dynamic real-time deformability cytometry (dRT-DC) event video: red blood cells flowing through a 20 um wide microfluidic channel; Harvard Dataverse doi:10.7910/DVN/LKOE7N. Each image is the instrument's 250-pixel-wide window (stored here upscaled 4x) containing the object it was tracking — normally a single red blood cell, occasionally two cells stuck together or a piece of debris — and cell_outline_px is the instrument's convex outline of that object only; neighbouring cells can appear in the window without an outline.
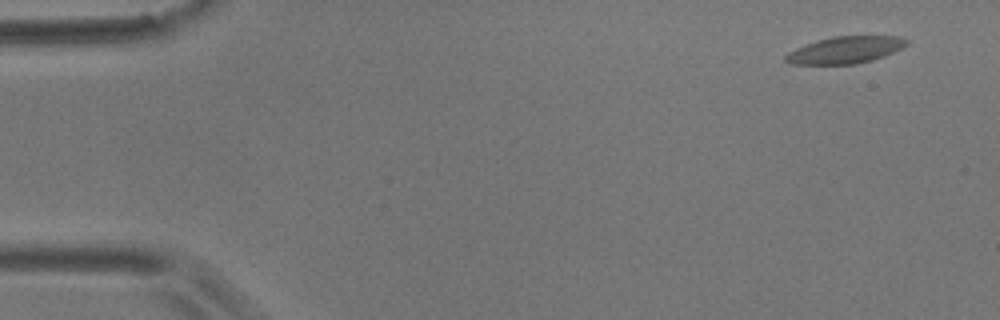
{"species": "common noctule bat (a hibernating species)", "species_latin": "Nyctalus noctula", "temperature_condition": "room temperature", "stored_images_in_passage": 60, "camera_frame_rate_fps": 3000, "um_per_image_px": 0.085, "animal": {"sex": "male", "body_mass_g": 17.9}, "frame": {"image": 1, "passage_image": 4, "time_ms": 1.0, "image_size_px": [1000, 320], "cell_outline_px": [[908, 44], [884, 56], [872, 60], [856, 64], [792, 64], [784, 60], [784, 56], [788, 52], [796, 48], [832, 36], [896, 36], [908, 40]], "centroid_in_image_um": [71.84, 4.25], "position_along_channel_um": 13.2, "area_um2": 18.73}}
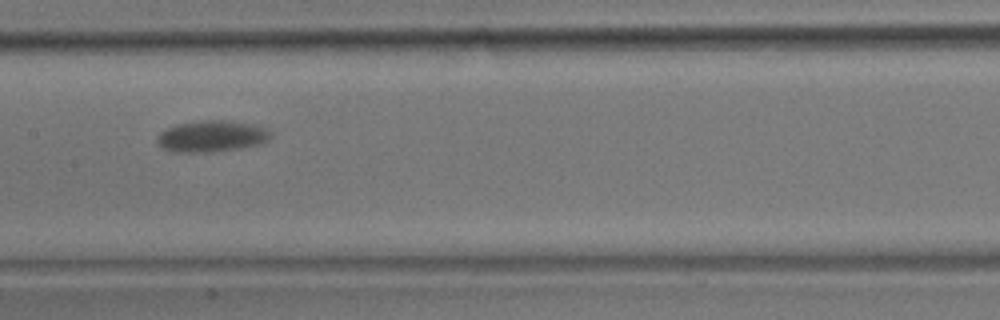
{"frame": {"image": 2, "passage_image": 30, "time_ms": 9.667, "image_size_px": [1000, 320], "cell_outline_px": [[272, 136], [264, 144], [240, 148], [208, 152], [176, 152], [160, 148], [156, 144], [156, 140], [160, 132], [168, 128], [180, 124], [204, 120], [224, 120], [252, 124], [268, 128]], "centroid_in_image_um": [18.01, 11.59], "position_along_channel_um": 189.4, "area_um2": 20.87}}
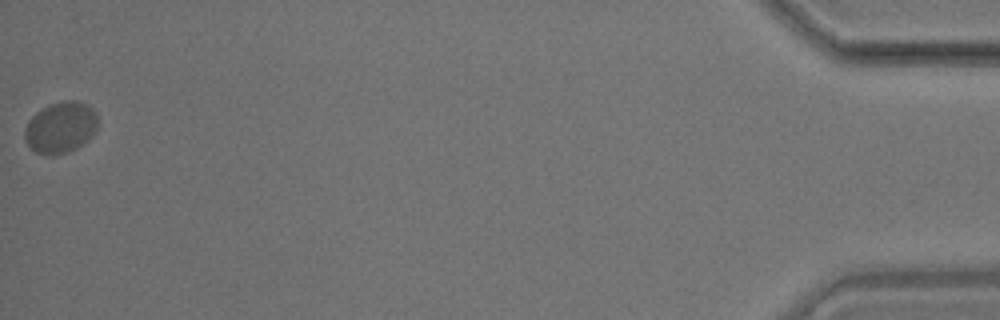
{"frame": {"image": 3, "passage_image": 60, "time_ms": 19.667, "image_size_px": [1000, 320], "cell_outline_px": [[96, 132], [88, 140], [76, 148], [68, 152], [52, 156], [44, 156], [36, 152], [24, 140], [24, 128], [28, 120], [36, 112], [52, 104], [64, 100], [76, 100], [88, 104], [96, 112]], "centroid_in_image_um": [5.14, 10.84], "position_along_channel_um": 430.1, "area_um2": 22.02}, "authors_computed_cell_mechanics": {"area_um2": 19.8254, "velocity_mm_per_s": 3.3748, "shape_relaxation_time_tau1_ms": 2.8101, "shape_relaxation_time_tau2_ms": null, "deformation_change_tau1": 0.0877, "deformation_change_tau2": null}}